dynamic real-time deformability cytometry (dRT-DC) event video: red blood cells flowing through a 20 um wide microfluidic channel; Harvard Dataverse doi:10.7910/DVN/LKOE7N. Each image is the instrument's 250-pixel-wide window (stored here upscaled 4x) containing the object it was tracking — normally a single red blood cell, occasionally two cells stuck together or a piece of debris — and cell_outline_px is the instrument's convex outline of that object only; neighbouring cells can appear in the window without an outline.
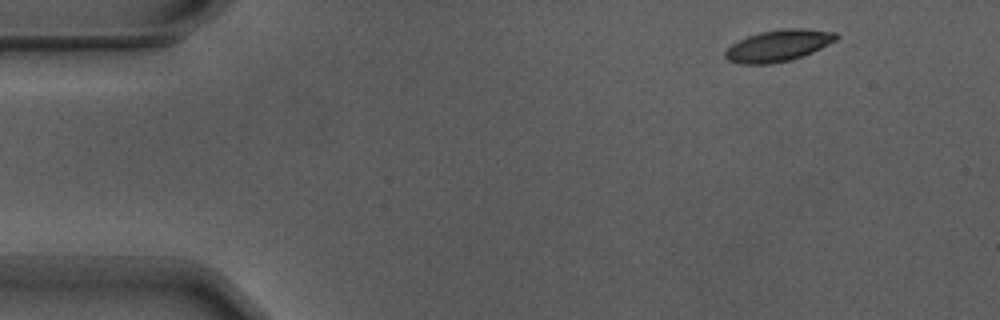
{"species": "Egyptian fruit bat (a non-hibernating species)", "species_latin": "Rousettus aegyptiacus", "temperature_condition": "warm", "stored_images_in_passage": 7, "camera_frame_rate_fps": 3000, "um_per_image_px": 0.085, "animal": {"sex": "male"}, "frame": {"image": 1, "passage_image": 1, "time_ms": 0.0, "image_size_px": [1000, 320], "cell_outline_px": [[840, 36], [836, 40], [812, 52], [792, 60], [768, 64], [740, 64], [728, 60], [724, 56], [724, 52], [732, 44], [748, 36], [760, 32], [780, 28], [804, 28], [836, 32]], "centroid_in_image_um": [66.17, 3.87], "position_along_channel_um": 18.8, "area_um2": 20.46}}